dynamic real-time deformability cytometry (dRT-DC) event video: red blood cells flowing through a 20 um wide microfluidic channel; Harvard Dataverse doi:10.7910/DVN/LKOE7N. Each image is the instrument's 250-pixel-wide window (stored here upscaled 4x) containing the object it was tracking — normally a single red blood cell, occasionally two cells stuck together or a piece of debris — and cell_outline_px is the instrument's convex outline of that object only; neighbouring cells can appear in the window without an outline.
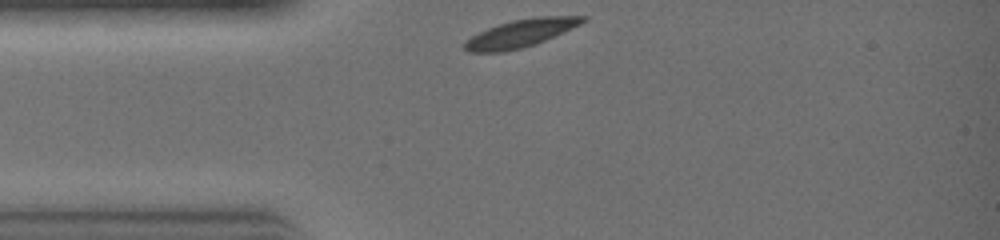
{"species": "common noctule bat (a hibernating species)", "species_latin": "Nyctalus noctula", "temperature_condition": "warm", "stored_images_in_passage": 20, "camera_frame_rate_fps": 3000, "um_per_image_px": 0.085, "animal": {"sex": "female", "body_mass_g": 19.0, "forearm_length_mm": 51.5}, "frame": {"image": 1, "passage_image": 1, "time_ms": 0.0, "image_size_px": [1000, 240], "cell_outline_px": [[588, 20], [580, 24], [536, 44], [504, 52], [468, 52], [464, 48], [464, 44], [472, 36], [488, 28], [512, 20], [540, 16], [588, 16]], "centroid_in_image_um": [44.28, 2.82], "position_along_channel_um": 40.7, "area_um2": 18.79}}
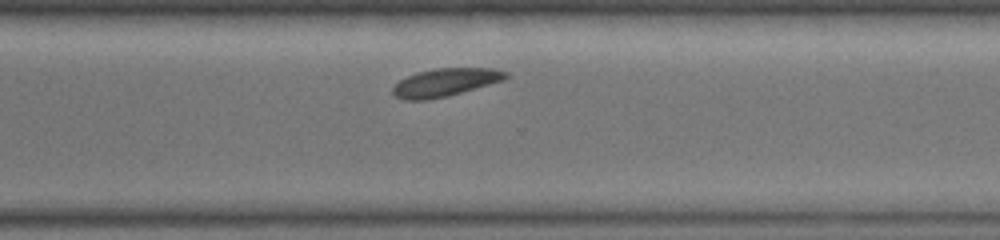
{"frame": {"image": 2, "passage_image": 16, "time_ms": 5.0, "image_size_px": [1000, 240], "cell_outline_px": [[508, 76], [504, 80], [448, 96], [428, 100], [404, 100], [396, 96], [392, 92], [392, 88], [400, 80], [416, 72], [436, 68], [492, 68], [508, 72]], "centroid_in_image_um": [37.84, 7.0], "position_along_channel_um": 332.8, "area_um2": 18.38}}
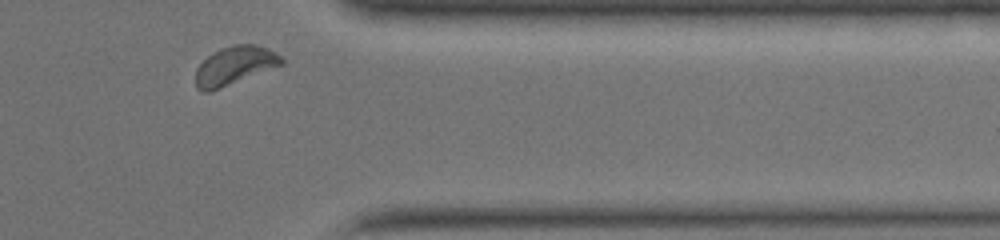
{"frame": {"image": 3, "passage_image": 19, "time_ms": 6.0, "image_size_px": [1000, 240], "cell_outline_px": [[284, 64], [208, 92], [204, 92], [196, 88], [196, 68], [212, 52], [220, 48], [232, 44], [252, 44], [268, 48], [276, 52], [284, 60]], "centroid_in_image_um": [19.94, 5.55], "position_along_channel_um": 391.5, "area_um2": 19.07}}